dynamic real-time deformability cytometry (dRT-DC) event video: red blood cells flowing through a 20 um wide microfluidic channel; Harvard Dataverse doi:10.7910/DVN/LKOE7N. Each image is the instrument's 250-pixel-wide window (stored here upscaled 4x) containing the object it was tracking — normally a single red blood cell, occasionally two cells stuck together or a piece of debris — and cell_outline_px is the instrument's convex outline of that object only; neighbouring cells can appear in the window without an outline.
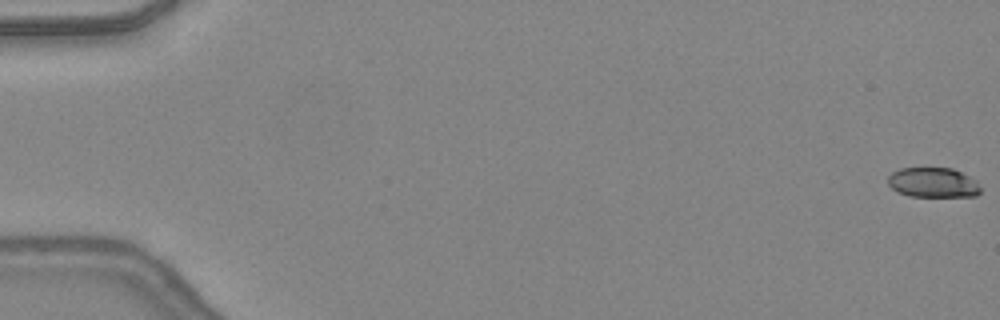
{"species": "common noctule bat (a hibernating species)", "species_latin": "Nyctalus noctula", "temperature_condition": "warm", "stored_images_in_passage": 48, "camera_frame_rate_fps": 3000, "um_per_image_px": 0.085, "animal": {"sex": "female", "body_mass_g": 24.6, "forearm_length_mm": 56.2}, "frame": {"image": 1, "passage_image": 1, "time_ms": 0.0, "image_size_px": [1000, 320], "cell_outline_px": [[980, 192], [976, 196], [908, 196], [896, 192], [888, 184], [888, 176], [892, 172], [900, 168], [952, 168], [976, 180], [980, 188]], "centroid_in_image_um": [79.28, 15.52], "position_along_channel_um": 5.7, "area_um2": 16.13}}
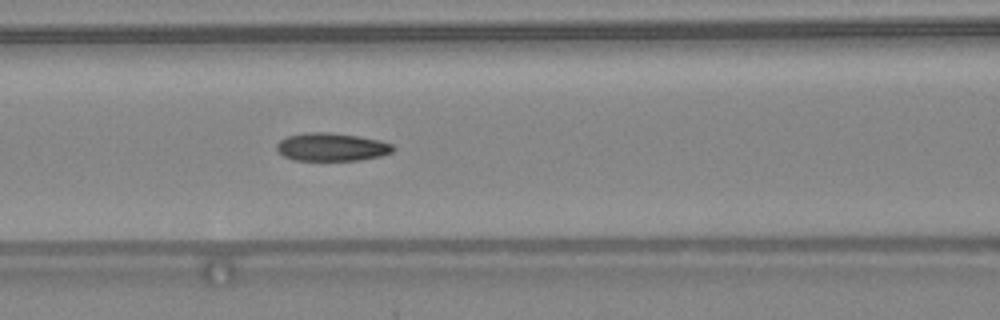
{"frame": {"image": 2, "passage_image": 22, "time_ms": 7.0, "image_size_px": [1000, 320], "cell_outline_px": [[396, 148], [392, 152], [380, 156], [360, 160], [296, 160], [284, 156], [276, 148], [276, 144], [280, 140], [288, 136], [304, 132], [328, 132], [360, 136], [380, 140], [392, 144]], "centroid_in_image_um": [28.21, 12.48], "position_along_channel_um": 138.4, "area_um2": 19.07}}
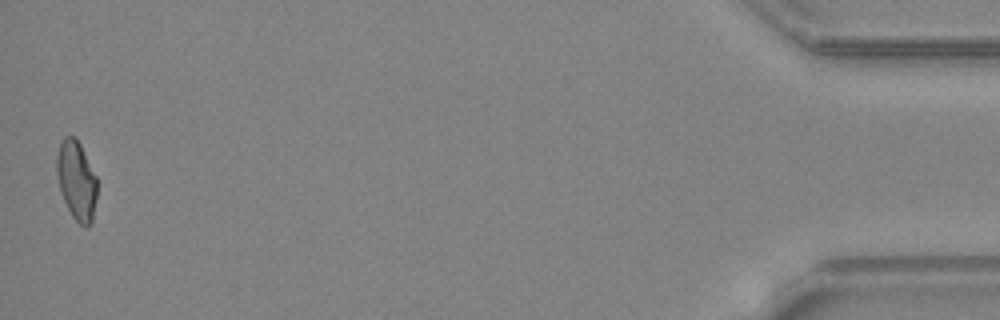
{"frame": {"image": 3, "passage_image": 48, "time_ms": 15.667, "image_size_px": [1000, 320], "cell_outline_px": [[96, 200], [92, 224], [88, 228], [84, 228], [72, 216], [60, 192], [56, 172], [56, 156], [60, 144], [64, 136], [72, 136], [80, 144], [96, 176]], "centroid_in_image_um": [6.5, 15.38], "position_along_channel_um": 428.7, "area_um2": 18.61}, "authors_computed_cell_mechanics": {"area_um2": 18.8139, "velocity_mm_per_s": 4.4183, "shape_relaxation_time_tau1_ms": 4.9271, "shape_relaxation_time_tau2_ms": 1.7235, "deformation_change_tau1": 0.1778, "deformation_change_tau2": 0.093}}